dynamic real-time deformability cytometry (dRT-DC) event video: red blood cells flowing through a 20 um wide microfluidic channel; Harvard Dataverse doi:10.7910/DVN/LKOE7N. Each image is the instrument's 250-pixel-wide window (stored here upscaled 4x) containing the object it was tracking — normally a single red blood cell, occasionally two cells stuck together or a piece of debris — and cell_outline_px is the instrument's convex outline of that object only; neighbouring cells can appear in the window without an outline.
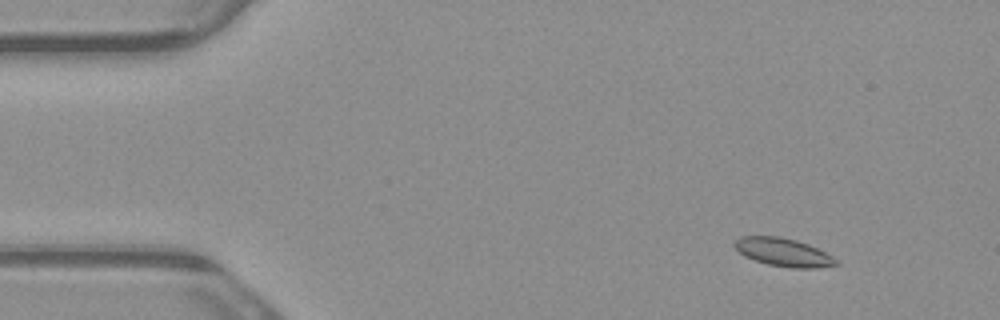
{"species": "common noctule bat (a hibernating species)", "species_latin": "Nyctalus noctula", "temperature_condition": "warm", "stored_images_in_passage": 6, "camera_frame_rate_fps": 3000, "um_per_image_px": 0.085, "animal": {"sex": "male", "body_mass_g": 23.1, "forearm_length_mm": 52.7}, "frame": {"image": 1, "passage_image": 2, "time_ms": 0.333, "image_size_px": [1000, 320], "cell_outline_px": [[840, 264], [816, 268], [792, 268], [768, 264], [744, 256], [732, 244], [740, 236], [780, 236], [796, 240], [808, 244], [832, 256]], "centroid_in_image_um": [66.57, 21.43], "position_along_channel_um": 18.4, "area_um2": 16.53}}
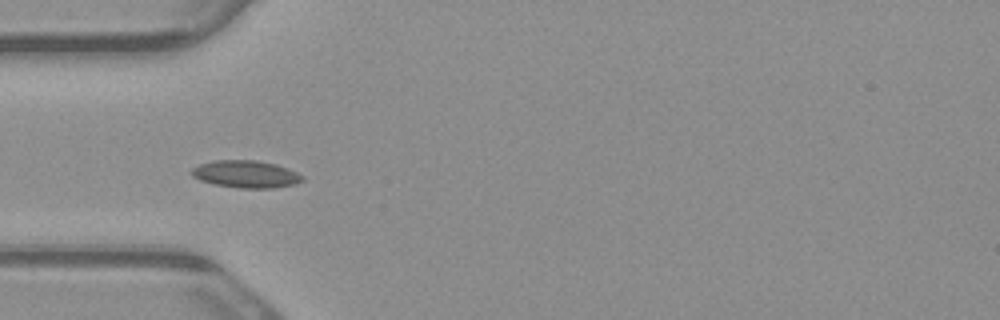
{"frame": {"image": 2, "passage_image": 5, "time_ms": 1.333, "image_size_px": [1000, 320], "cell_outline_px": [[304, 180], [296, 184], [272, 188], [240, 188], [216, 184], [200, 180], [192, 176], [188, 172], [192, 168], [200, 164], [212, 160], [256, 160], [276, 164], [288, 168], [304, 176]], "centroid_in_image_um": [20.9, 14.79], "position_along_channel_um": 64.1, "area_um2": 17.74}}
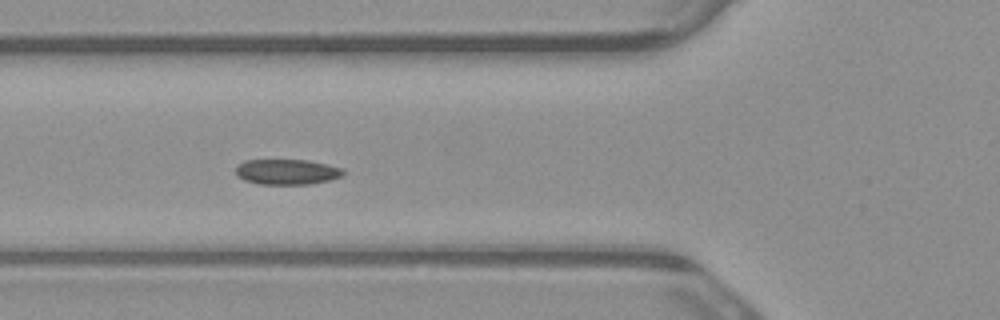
{"frame": {"image": 3, "passage_image": 6, "time_ms": 1.667, "image_size_px": [1000, 320], "cell_outline_px": [[344, 172], [340, 176], [328, 180], [312, 184], [256, 184], [244, 180], [236, 176], [236, 168], [244, 160], [308, 160], [344, 168]], "centroid_in_image_um": [24.37, 14.61], "position_along_channel_um": 101.4, "area_um2": 15.9}}